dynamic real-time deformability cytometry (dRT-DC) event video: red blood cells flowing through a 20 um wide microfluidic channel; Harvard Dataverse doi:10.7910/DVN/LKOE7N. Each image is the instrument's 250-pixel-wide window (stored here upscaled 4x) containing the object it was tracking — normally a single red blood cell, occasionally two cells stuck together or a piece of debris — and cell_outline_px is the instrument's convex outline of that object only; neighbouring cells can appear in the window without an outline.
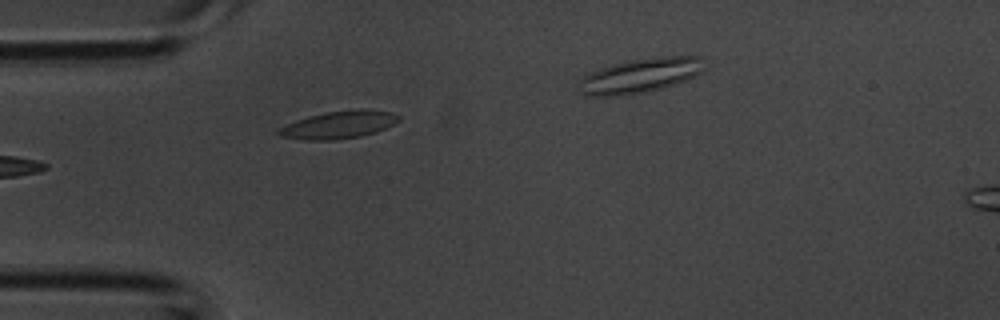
{"species": "common noctule bat (a hibernating species)", "species_latin": "Nyctalus noctula", "temperature_condition": "room temperature", "stored_images_in_passage": 4, "segment_of_instrument_passage": [1, 2], "camera_frame_rate_fps": 3000, "um_per_image_px": 0.085, "animal": {"sex": "male", "body_mass_g": 20.1, "forearm_length_mm": 53.5}, "frame": {"image": 1, "passage_image": 3, "time_ms": 0.667, "image_size_px": [1000, 320], "cell_outline_px": [[400, 120], [376, 132], [360, 136], [332, 140], [304, 140], [280, 136], [276, 132], [276, 128], [296, 120], [328, 112], [360, 108], [392, 112], [400, 116]], "centroid_in_image_um": [28.78, 10.61], "position_along_channel_um": 56.2, "area_um2": 19.19}}